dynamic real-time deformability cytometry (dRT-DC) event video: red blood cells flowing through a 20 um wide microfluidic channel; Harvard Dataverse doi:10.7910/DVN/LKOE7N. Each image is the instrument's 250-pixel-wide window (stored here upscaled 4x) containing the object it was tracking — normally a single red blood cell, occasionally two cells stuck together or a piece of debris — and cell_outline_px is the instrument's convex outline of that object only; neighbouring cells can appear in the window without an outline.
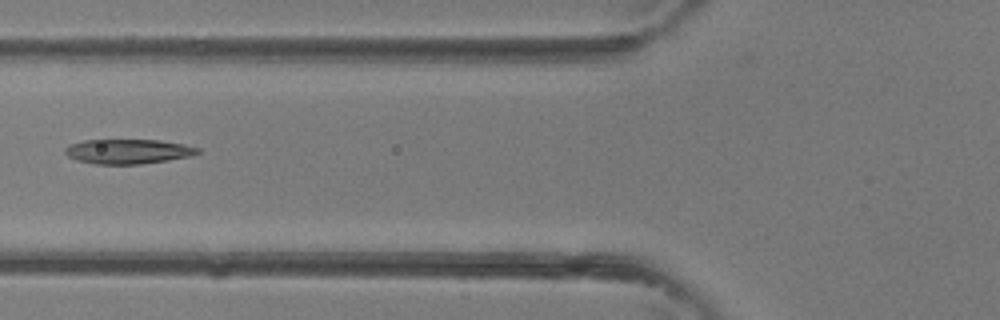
{"species": "common noctule bat (a hibernating species)", "species_latin": "Nyctalus noctula", "temperature_condition": "room temperature", "stored_images_in_passage": 3, "camera_frame_rate_fps": 3000, "um_per_image_px": 0.085, "animal": {"sex": "female"}, "frame": {"image": 1, "passage_image": 3, "time_ms": 0.667, "image_size_px": [1000, 320], "cell_outline_px": [[200, 152], [192, 156], [168, 160], [140, 164], [96, 164], [76, 160], [68, 156], [64, 152], [64, 148], [68, 144], [84, 140], [160, 140], [184, 144], [200, 148]], "centroid_in_image_um": [10.88, 12.87], "position_along_channel_um": 114.9, "area_um2": 19.19}}